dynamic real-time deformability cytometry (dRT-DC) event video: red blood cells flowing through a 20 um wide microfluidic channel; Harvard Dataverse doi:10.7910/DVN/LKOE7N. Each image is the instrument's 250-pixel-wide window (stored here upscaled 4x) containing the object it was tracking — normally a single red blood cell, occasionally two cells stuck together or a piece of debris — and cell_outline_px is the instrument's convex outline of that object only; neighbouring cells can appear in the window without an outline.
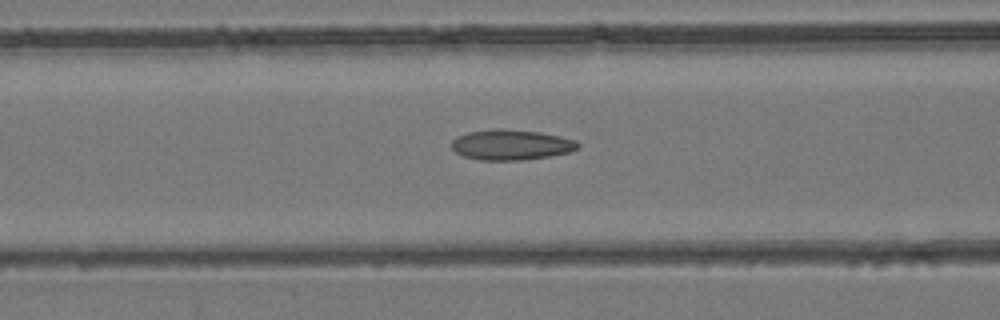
{"species": "common noctule bat (a hibernating species)", "species_latin": "Nyctalus noctula", "temperature_condition": "room temperature", "stored_images_in_passage": 45, "camera_frame_rate_fps": 3000, "um_per_image_px": 0.085, "animal": {"sex": "female", "body_mass_g": 24.6, "forearm_length_mm": 56.2}, "frame": {"image": 1, "passage_image": 19, "time_ms": 6.0, "image_size_px": [1000, 320], "cell_outline_px": [[580, 148], [568, 152], [548, 156], [520, 160], [480, 160], [464, 156], [456, 152], [452, 148], [452, 140], [468, 132], [500, 128], [540, 132], [560, 136], [576, 140], [580, 144]], "centroid_in_image_um": [43.47, 12.3], "position_along_channel_um": 123.1, "area_um2": 22.2}}
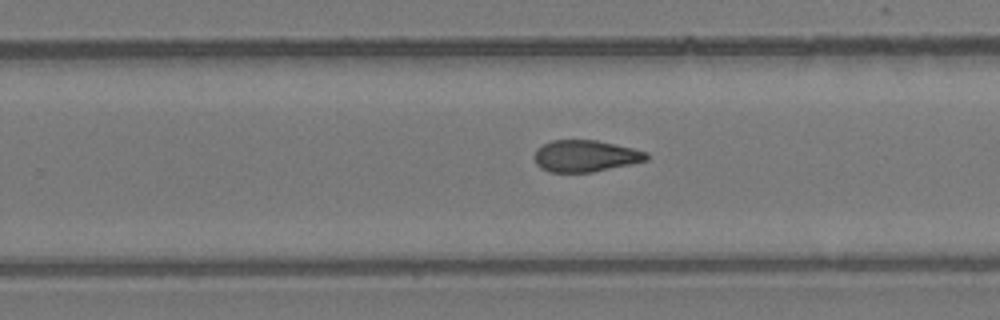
{"frame": {"image": 2, "passage_image": 29, "time_ms": 9.333, "image_size_px": [1000, 320], "cell_outline_px": [[648, 160], [632, 164], [592, 172], [548, 172], [540, 168], [536, 164], [536, 148], [552, 140], [596, 140], [632, 148], [648, 152]], "centroid_in_image_um": [49.77, 13.26], "position_along_channel_um": 280.0, "area_um2": 20.63}}
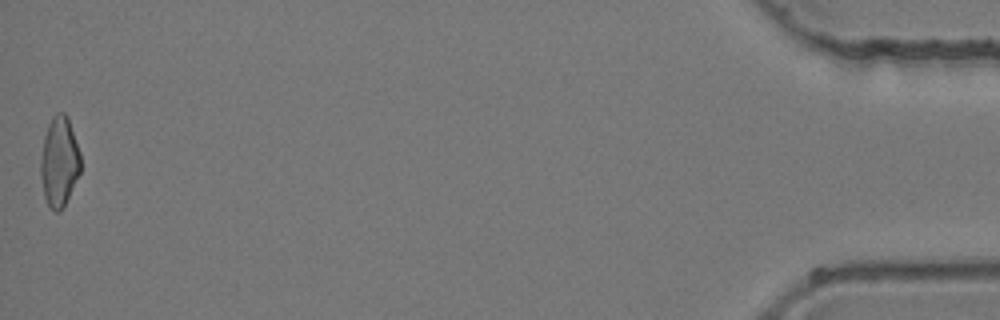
{"frame": {"image": 3, "passage_image": 45, "time_ms": 14.667, "image_size_px": [1000, 320], "cell_outline_px": [[80, 172], [60, 212], [56, 212], [48, 204], [44, 196], [40, 176], [40, 160], [44, 136], [48, 124], [52, 116], [56, 112], [64, 112], [68, 116], [80, 152]], "centroid_in_image_um": [5.02, 13.69], "position_along_channel_um": 430.2, "area_um2": 20.87}}